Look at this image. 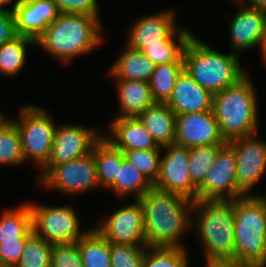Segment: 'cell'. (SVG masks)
Listing matches in <instances>:
<instances>
[{
  "mask_svg": "<svg viewBox=\"0 0 266 267\" xmlns=\"http://www.w3.org/2000/svg\"><path fill=\"white\" fill-rule=\"evenodd\" d=\"M17 36L13 11L0 10V47Z\"/></svg>",
  "mask_w": 266,
  "mask_h": 267,
  "instance_id": "40",
  "label": "cell"
},
{
  "mask_svg": "<svg viewBox=\"0 0 266 267\" xmlns=\"http://www.w3.org/2000/svg\"><path fill=\"white\" fill-rule=\"evenodd\" d=\"M183 70V62L156 65L149 80L155 103H167L171 98L178 75Z\"/></svg>",
  "mask_w": 266,
  "mask_h": 267,
  "instance_id": "30",
  "label": "cell"
},
{
  "mask_svg": "<svg viewBox=\"0 0 266 267\" xmlns=\"http://www.w3.org/2000/svg\"><path fill=\"white\" fill-rule=\"evenodd\" d=\"M28 203L33 232L49 243H75L89 230H81V221L70 205L56 207Z\"/></svg>",
  "mask_w": 266,
  "mask_h": 267,
  "instance_id": "8",
  "label": "cell"
},
{
  "mask_svg": "<svg viewBox=\"0 0 266 267\" xmlns=\"http://www.w3.org/2000/svg\"><path fill=\"white\" fill-rule=\"evenodd\" d=\"M245 7L256 8L266 12V0H234Z\"/></svg>",
  "mask_w": 266,
  "mask_h": 267,
  "instance_id": "41",
  "label": "cell"
},
{
  "mask_svg": "<svg viewBox=\"0 0 266 267\" xmlns=\"http://www.w3.org/2000/svg\"><path fill=\"white\" fill-rule=\"evenodd\" d=\"M110 188L117 196L123 198L133 194L134 200H139L153 188V184L135 166L123 158L118 176Z\"/></svg>",
  "mask_w": 266,
  "mask_h": 267,
  "instance_id": "28",
  "label": "cell"
},
{
  "mask_svg": "<svg viewBox=\"0 0 266 267\" xmlns=\"http://www.w3.org/2000/svg\"><path fill=\"white\" fill-rule=\"evenodd\" d=\"M175 19V12L170 9L138 18L130 27L127 45L142 52L148 46L160 45L179 29Z\"/></svg>",
  "mask_w": 266,
  "mask_h": 267,
  "instance_id": "16",
  "label": "cell"
},
{
  "mask_svg": "<svg viewBox=\"0 0 266 267\" xmlns=\"http://www.w3.org/2000/svg\"><path fill=\"white\" fill-rule=\"evenodd\" d=\"M236 159L233 148L226 143L217 153L215 162L197 187V199H237Z\"/></svg>",
  "mask_w": 266,
  "mask_h": 267,
  "instance_id": "13",
  "label": "cell"
},
{
  "mask_svg": "<svg viewBox=\"0 0 266 267\" xmlns=\"http://www.w3.org/2000/svg\"><path fill=\"white\" fill-rule=\"evenodd\" d=\"M103 134L95 128L62 124L54 132V141L48 162L41 168L38 182L54 167L92 152Z\"/></svg>",
  "mask_w": 266,
  "mask_h": 267,
  "instance_id": "9",
  "label": "cell"
},
{
  "mask_svg": "<svg viewBox=\"0 0 266 267\" xmlns=\"http://www.w3.org/2000/svg\"><path fill=\"white\" fill-rule=\"evenodd\" d=\"M26 239L0 240V262L3 267H15L18 264Z\"/></svg>",
  "mask_w": 266,
  "mask_h": 267,
  "instance_id": "38",
  "label": "cell"
},
{
  "mask_svg": "<svg viewBox=\"0 0 266 267\" xmlns=\"http://www.w3.org/2000/svg\"><path fill=\"white\" fill-rule=\"evenodd\" d=\"M146 245L110 243L111 267H142Z\"/></svg>",
  "mask_w": 266,
  "mask_h": 267,
  "instance_id": "36",
  "label": "cell"
},
{
  "mask_svg": "<svg viewBox=\"0 0 266 267\" xmlns=\"http://www.w3.org/2000/svg\"><path fill=\"white\" fill-rule=\"evenodd\" d=\"M155 68L156 64L142 51L132 49L127 45L126 50L112 64L108 75L114 79L149 82Z\"/></svg>",
  "mask_w": 266,
  "mask_h": 267,
  "instance_id": "23",
  "label": "cell"
},
{
  "mask_svg": "<svg viewBox=\"0 0 266 267\" xmlns=\"http://www.w3.org/2000/svg\"><path fill=\"white\" fill-rule=\"evenodd\" d=\"M266 255V200L263 195L234 199L233 262L261 267Z\"/></svg>",
  "mask_w": 266,
  "mask_h": 267,
  "instance_id": "6",
  "label": "cell"
},
{
  "mask_svg": "<svg viewBox=\"0 0 266 267\" xmlns=\"http://www.w3.org/2000/svg\"><path fill=\"white\" fill-rule=\"evenodd\" d=\"M191 35L189 30L179 27L168 40L148 46L143 53L156 65L183 62L184 48Z\"/></svg>",
  "mask_w": 266,
  "mask_h": 267,
  "instance_id": "29",
  "label": "cell"
},
{
  "mask_svg": "<svg viewBox=\"0 0 266 267\" xmlns=\"http://www.w3.org/2000/svg\"><path fill=\"white\" fill-rule=\"evenodd\" d=\"M6 117L0 112V121H3Z\"/></svg>",
  "mask_w": 266,
  "mask_h": 267,
  "instance_id": "46",
  "label": "cell"
},
{
  "mask_svg": "<svg viewBox=\"0 0 266 267\" xmlns=\"http://www.w3.org/2000/svg\"><path fill=\"white\" fill-rule=\"evenodd\" d=\"M261 267H266V255H265V260H264V262H263Z\"/></svg>",
  "mask_w": 266,
  "mask_h": 267,
  "instance_id": "47",
  "label": "cell"
},
{
  "mask_svg": "<svg viewBox=\"0 0 266 267\" xmlns=\"http://www.w3.org/2000/svg\"><path fill=\"white\" fill-rule=\"evenodd\" d=\"M110 123V132L102 137L114 148L121 151L162 150L137 117H115Z\"/></svg>",
  "mask_w": 266,
  "mask_h": 267,
  "instance_id": "19",
  "label": "cell"
},
{
  "mask_svg": "<svg viewBox=\"0 0 266 267\" xmlns=\"http://www.w3.org/2000/svg\"><path fill=\"white\" fill-rule=\"evenodd\" d=\"M77 245L84 267H111L110 242L95 228L89 229Z\"/></svg>",
  "mask_w": 266,
  "mask_h": 267,
  "instance_id": "25",
  "label": "cell"
},
{
  "mask_svg": "<svg viewBox=\"0 0 266 267\" xmlns=\"http://www.w3.org/2000/svg\"><path fill=\"white\" fill-rule=\"evenodd\" d=\"M162 150H126L124 159L135 166L153 185L160 172Z\"/></svg>",
  "mask_w": 266,
  "mask_h": 267,
  "instance_id": "35",
  "label": "cell"
},
{
  "mask_svg": "<svg viewBox=\"0 0 266 267\" xmlns=\"http://www.w3.org/2000/svg\"><path fill=\"white\" fill-rule=\"evenodd\" d=\"M117 81V94L119 110L115 117L135 118L142 114L147 108L155 104L149 82L142 80Z\"/></svg>",
  "mask_w": 266,
  "mask_h": 267,
  "instance_id": "21",
  "label": "cell"
},
{
  "mask_svg": "<svg viewBox=\"0 0 266 267\" xmlns=\"http://www.w3.org/2000/svg\"><path fill=\"white\" fill-rule=\"evenodd\" d=\"M19 110L18 119L13 121L19 131L24 161L32 159L41 169L49 160L57 124L40 106L29 104Z\"/></svg>",
  "mask_w": 266,
  "mask_h": 267,
  "instance_id": "7",
  "label": "cell"
},
{
  "mask_svg": "<svg viewBox=\"0 0 266 267\" xmlns=\"http://www.w3.org/2000/svg\"><path fill=\"white\" fill-rule=\"evenodd\" d=\"M60 13L99 15L98 0H53Z\"/></svg>",
  "mask_w": 266,
  "mask_h": 267,
  "instance_id": "39",
  "label": "cell"
},
{
  "mask_svg": "<svg viewBox=\"0 0 266 267\" xmlns=\"http://www.w3.org/2000/svg\"><path fill=\"white\" fill-rule=\"evenodd\" d=\"M174 143L186 148L226 144L212 110L176 115Z\"/></svg>",
  "mask_w": 266,
  "mask_h": 267,
  "instance_id": "15",
  "label": "cell"
},
{
  "mask_svg": "<svg viewBox=\"0 0 266 267\" xmlns=\"http://www.w3.org/2000/svg\"><path fill=\"white\" fill-rule=\"evenodd\" d=\"M102 25L99 15L60 13L36 40V47L69 64L77 56L101 46Z\"/></svg>",
  "mask_w": 266,
  "mask_h": 267,
  "instance_id": "2",
  "label": "cell"
},
{
  "mask_svg": "<svg viewBox=\"0 0 266 267\" xmlns=\"http://www.w3.org/2000/svg\"><path fill=\"white\" fill-rule=\"evenodd\" d=\"M24 161L19 131L11 118L0 123V164L18 166Z\"/></svg>",
  "mask_w": 266,
  "mask_h": 267,
  "instance_id": "31",
  "label": "cell"
},
{
  "mask_svg": "<svg viewBox=\"0 0 266 267\" xmlns=\"http://www.w3.org/2000/svg\"><path fill=\"white\" fill-rule=\"evenodd\" d=\"M238 5L239 9L231 16L229 24L231 50L237 55L259 47L266 29L265 11Z\"/></svg>",
  "mask_w": 266,
  "mask_h": 267,
  "instance_id": "17",
  "label": "cell"
},
{
  "mask_svg": "<svg viewBox=\"0 0 266 267\" xmlns=\"http://www.w3.org/2000/svg\"><path fill=\"white\" fill-rule=\"evenodd\" d=\"M239 60V55L232 51L221 53L192 34L184 48L183 69L200 86L215 94L248 75Z\"/></svg>",
  "mask_w": 266,
  "mask_h": 267,
  "instance_id": "4",
  "label": "cell"
},
{
  "mask_svg": "<svg viewBox=\"0 0 266 267\" xmlns=\"http://www.w3.org/2000/svg\"><path fill=\"white\" fill-rule=\"evenodd\" d=\"M186 248L145 247L142 267H188Z\"/></svg>",
  "mask_w": 266,
  "mask_h": 267,
  "instance_id": "32",
  "label": "cell"
},
{
  "mask_svg": "<svg viewBox=\"0 0 266 267\" xmlns=\"http://www.w3.org/2000/svg\"><path fill=\"white\" fill-rule=\"evenodd\" d=\"M139 201L143 208L146 247L185 248L180 240L185 231L193 228V201L154 188Z\"/></svg>",
  "mask_w": 266,
  "mask_h": 267,
  "instance_id": "1",
  "label": "cell"
},
{
  "mask_svg": "<svg viewBox=\"0 0 266 267\" xmlns=\"http://www.w3.org/2000/svg\"><path fill=\"white\" fill-rule=\"evenodd\" d=\"M36 48V41L27 36L18 35L0 47V74L4 77L18 75L26 63L27 47Z\"/></svg>",
  "mask_w": 266,
  "mask_h": 267,
  "instance_id": "27",
  "label": "cell"
},
{
  "mask_svg": "<svg viewBox=\"0 0 266 267\" xmlns=\"http://www.w3.org/2000/svg\"><path fill=\"white\" fill-rule=\"evenodd\" d=\"M52 243L34 232L26 239L22 255L15 267H51Z\"/></svg>",
  "mask_w": 266,
  "mask_h": 267,
  "instance_id": "34",
  "label": "cell"
},
{
  "mask_svg": "<svg viewBox=\"0 0 266 267\" xmlns=\"http://www.w3.org/2000/svg\"><path fill=\"white\" fill-rule=\"evenodd\" d=\"M12 1L13 0H0V10L1 11H9V10L13 11L18 0H14L15 2L13 1L14 4L12 5V7H10L11 9H9V10L5 9L6 8L5 6H7V4L10 5L9 3H12Z\"/></svg>",
  "mask_w": 266,
  "mask_h": 267,
  "instance_id": "44",
  "label": "cell"
},
{
  "mask_svg": "<svg viewBox=\"0 0 266 267\" xmlns=\"http://www.w3.org/2000/svg\"><path fill=\"white\" fill-rule=\"evenodd\" d=\"M103 222L95 229L110 243L146 245L143 208L139 200L112 212Z\"/></svg>",
  "mask_w": 266,
  "mask_h": 267,
  "instance_id": "14",
  "label": "cell"
},
{
  "mask_svg": "<svg viewBox=\"0 0 266 267\" xmlns=\"http://www.w3.org/2000/svg\"><path fill=\"white\" fill-rule=\"evenodd\" d=\"M38 0H18V2H25V3H30Z\"/></svg>",
  "mask_w": 266,
  "mask_h": 267,
  "instance_id": "45",
  "label": "cell"
},
{
  "mask_svg": "<svg viewBox=\"0 0 266 267\" xmlns=\"http://www.w3.org/2000/svg\"><path fill=\"white\" fill-rule=\"evenodd\" d=\"M213 94L194 81L183 69L166 103L175 115L212 110Z\"/></svg>",
  "mask_w": 266,
  "mask_h": 267,
  "instance_id": "20",
  "label": "cell"
},
{
  "mask_svg": "<svg viewBox=\"0 0 266 267\" xmlns=\"http://www.w3.org/2000/svg\"><path fill=\"white\" fill-rule=\"evenodd\" d=\"M224 145H202L189 148V175L198 187L215 162L218 151Z\"/></svg>",
  "mask_w": 266,
  "mask_h": 267,
  "instance_id": "33",
  "label": "cell"
},
{
  "mask_svg": "<svg viewBox=\"0 0 266 267\" xmlns=\"http://www.w3.org/2000/svg\"><path fill=\"white\" fill-rule=\"evenodd\" d=\"M256 89L249 78L213 94L212 111L226 143L258 132Z\"/></svg>",
  "mask_w": 266,
  "mask_h": 267,
  "instance_id": "5",
  "label": "cell"
},
{
  "mask_svg": "<svg viewBox=\"0 0 266 267\" xmlns=\"http://www.w3.org/2000/svg\"><path fill=\"white\" fill-rule=\"evenodd\" d=\"M51 267H84L77 242L52 244Z\"/></svg>",
  "mask_w": 266,
  "mask_h": 267,
  "instance_id": "37",
  "label": "cell"
},
{
  "mask_svg": "<svg viewBox=\"0 0 266 267\" xmlns=\"http://www.w3.org/2000/svg\"><path fill=\"white\" fill-rule=\"evenodd\" d=\"M160 172L153 188L197 200V186L189 175V148L176 143L162 147Z\"/></svg>",
  "mask_w": 266,
  "mask_h": 267,
  "instance_id": "11",
  "label": "cell"
},
{
  "mask_svg": "<svg viewBox=\"0 0 266 267\" xmlns=\"http://www.w3.org/2000/svg\"><path fill=\"white\" fill-rule=\"evenodd\" d=\"M206 267H245L232 262L206 263Z\"/></svg>",
  "mask_w": 266,
  "mask_h": 267,
  "instance_id": "42",
  "label": "cell"
},
{
  "mask_svg": "<svg viewBox=\"0 0 266 267\" xmlns=\"http://www.w3.org/2000/svg\"><path fill=\"white\" fill-rule=\"evenodd\" d=\"M160 147L175 142L176 115L166 103H155L138 117Z\"/></svg>",
  "mask_w": 266,
  "mask_h": 267,
  "instance_id": "22",
  "label": "cell"
},
{
  "mask_svg": "<svg viewBox=\"0 0 266 267\" xmlns=\"http://www.w3.org/2000/svg\"><path fill=\"white\" fill-rule=\"evenodd\" d=\"M13 13L17 35L27 36L35 41L60 14L53 0L17 2Z\"/></svg>",
  "mask_w": 266,
  "mask_h": 267,
  "instance_id": "18",
  "label": "cell"
},
{
  "mask_svg": "<svg viewBox=\"0 0 266 267\" xmlns=\"http://www.w3.org/2000/svg\"><path fill=\"white\" fill-rule=\"evenodd\" d=\"M192 213L196 214L192 226L205 246L206 263L233 262L234 200L197 199Z\"/></svg>",
  "mask_w": 266,
  "mask_h": 267,
  "instance_id": "3",
  "label": "cell"
},
{
  "mask_svg": "<svg viewBox=\"0 0 266 267\" xmlns=\"http://www.w3.org/2000/svg\"><path fill=\"white\" fill-rule=\"evenodd\" d=\"M92 153L96 163L99 188L110 189L118 176L124 155L103 137L93 146Z\"/></svg>",
  "mask_w": 266,
  "mask_h": 267,
  "instance_id": "24",
  "label": "cell"
},
{
  "mask_svg": "<svg viewBox=\"0 0 266 267\" xmlns=\"http://www.w3.org/2000/svg\"><path fill=\"white\" fill-rule=\"evenodd\" d=\"M33 233L29 203L6 209L0 217V240L28 238Z\"/></svg>",
  "mask_w": 266,
  "mask_h": 267,
  "instance_id": "26",
  "label": "cell"
},
{
  "mask_svg": "<svg viewBox=\"0 0 266 267\" xmlns=\"http://www.w3.org/2000/svg\"><path fill=\"white\" fill-rule=\"evenodd\" d=\"M38 184L70 195L99 188L94 154L54 166Z\"/></svg>",
  "mask_w": 266,
  "mask_h": 267,
  "instance_id": "10",
  "label": "cell"
},
{
  "mask_svg": "<svg viewBox=\"0 0 266 267\" xmlns=\"http://www.w3.org/2000/svg\"><path fill=\"white\" fill-rule=\"evenodd\" d=\"M259 47L261 49L262 58L264 62H266V29L265 32L263 33V36L261 37Z\"/></svg>",
  "mask_w": 266,
  "mask_h": 267,
  "instance_id": "43",
  "label": "cell"
},
{
  "mask_svg": "<svg viewBox=\"0 0 266 267\" xmlns=\"http://www.w3.org/2000/svg\"><path fill=\"white\" fill-rule=\"evenodd\" d=\"M257 134L228 142L235 153L237 187L243 196L257 195L251 190L266 173V142Z\"/></svg>",
  "mask_w": 266,
  "mask_h": 267,
  "instance_id": "12",
  "label": "cell"
}]
</instances>
